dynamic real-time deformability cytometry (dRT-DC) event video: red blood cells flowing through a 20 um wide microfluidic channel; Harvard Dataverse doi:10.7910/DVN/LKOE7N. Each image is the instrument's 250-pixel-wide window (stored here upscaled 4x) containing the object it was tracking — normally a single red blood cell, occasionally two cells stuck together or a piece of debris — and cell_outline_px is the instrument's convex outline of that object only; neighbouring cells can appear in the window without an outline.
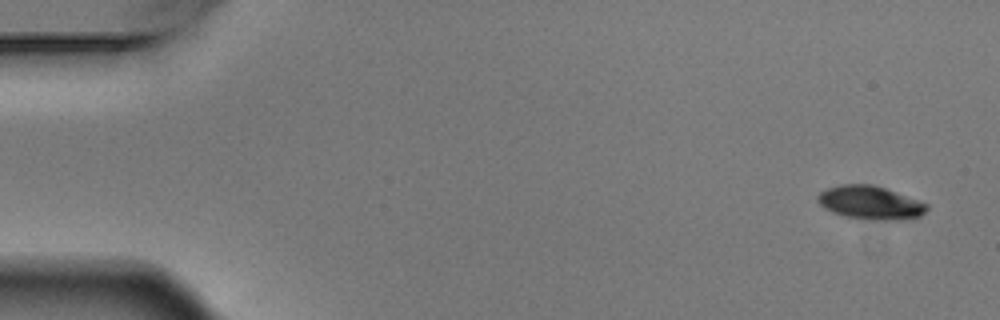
{"species": "Egyptian fruit bat (a non-hibernating species)", "species_latin": "Rousettus aegyptiacus", "temperature_condition": "warm", "stored_images_in_passage": 5, "camera_frame_rate_fps": 3000, "um_per_image_px": 0.085, "animal": {"sex": "male"}, "frame": {"image": 1, "passage_image": 1, "time_ms": 0.0, "image_size_px": [1000, 320], "cell_outline_px": [[928, 208], [920, 216], [904, 220], [864, 220], [832, 212], [824, 208], [816, 200], [816, 196], [820, 192], [828, 188], [840, 184], [872, 184], [884, 188], [928, 204]], "centroid_in_image_um": [73.95, 17.23], "position_along_channel_um": 11.1, "area_um2": 21.21}}
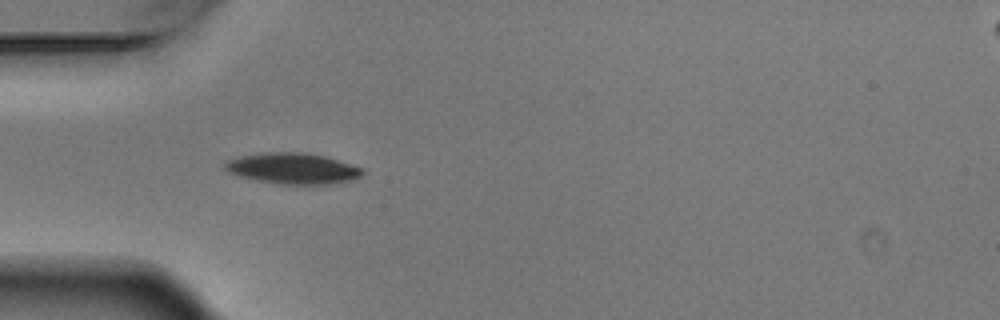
{"frame": {"image": 2, "passage_image": 4, "time_ms": 1.0, "image_size_px": [1000, 320], "cell_outline_px": [[364, 172], [360, 176], [348, 180], [324, 184], [284, 184], [256, 180], [240, 176], [228, 172], [224, 168], [224, 164], [228, 160], [240, 156], [268, 152], [300, 152], [324, 156], [364, 168]], "centroid_in_image_um": [24.86, 14.31], "position_along_channel_um": 60.1, "area_um2": 24.39}}
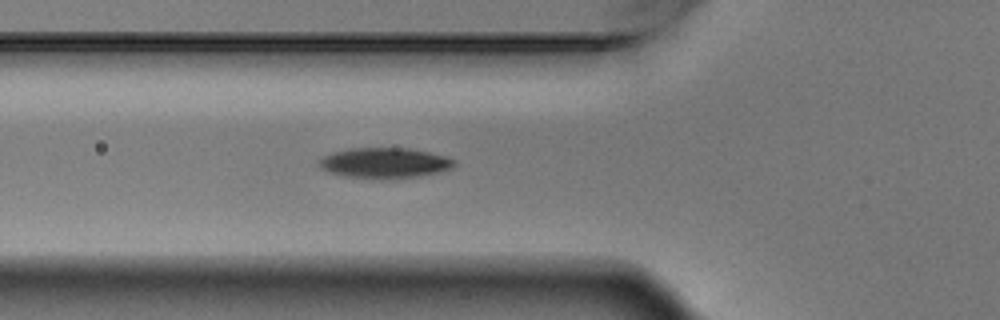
{"frame": {"image": 3, "passage_image": 5, "time_ms": 1.333, "image_size_px": [1000, 320], "cell_outline_px": [[456, 164], [452, 168], [440, 172], [420, 176], [396, 180], [376, 180], [344, 176], [328, 172], [320, 168], [320, 160], [324, 156], [332, 152], [348, 148], [408, 148], [448, 156], [456, 160]], "centroid_in_image_um": [32.73, 13.88], "position_along_channel_um": 93.1, "area_um2": 24.62}}